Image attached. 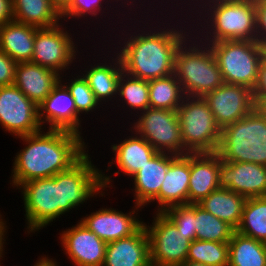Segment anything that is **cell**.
I'll return each instance as SVG.
<instances>
[{
	"mask_svg": "<svg viewBox=\"0 0 266 266\" xmlns=\"http://www.w3.org/2000/svg\"><path fill=\"white\" fill-rule=\"evenodd\" d=\"M102 171L93 164L87 150L69 169L53 177L23 183L18 190H22L24 199L27 233L47 227L90 198L103 196L105 192L102 190L113 187V180Z\"/></svg>",
	"mask_w": 266,
	"mask_h": 266,
	"instance_id": "cell-1",
	"label": "cell"
},
{
	"mask_svg": "<svg viewBox=\"0 0 266 266\" xmlns=\"http://www.w3.org/2000/svg\"><path fill=\"white\" fill-rule=\"evenodd\" d=\"M166 20L165 23L162 20L164 25L160 21L158 22L159 25L155 22L158 27H150V20L148 22L147 20L143 21L146 24L143 26L140 24L138 28L137 25H133L134 27L132 28L135 32H130V34L127 31H133L130 28L131 26L127 27L128 30L126 28V31L124 29L120 31L122 34L118 36L122 41L119 40L117 42L116 40V43H119L120 46L117 45L115 47V49L117 48L115 52L120 57L123 71L126 74L143 80L163 78L174 74L177 48L192 33L193 30L191 29L193 27L191 24L189 25L188 20L185 21L186 19L183 21L188 23V27H185L186 24L182 23V21L176 22V27H174L175 23L170 26L169 21L166 23ZM178 24H181V26ZM182 24L184 27H182ZM136 28L137 31L135 30Z\"/></svg>",
	"mask_w": 266,
	"mask_h": 266,
	"instance_id": "cell-2",
	"label": "cell"
},
{
	"mask_svg": "<svg viewBox=\"0 0 266 266\" xmlns=\"http://www.w3.org/2000/svg\"><path fill=\"white\" fill-rule=\"evenodd\" d=\"M17 138L25 143L15 154L10 177V184L17 189L30 180L53 177L69 169L87 150L83 136L63 130H40Z\"/></svg>",
	"mask_w": 266,
	"mask_h": 266,
	"instance_id": "cell-3",
	"label": "cell"
},
{
	"mask_svg": "<svg viewBox=\"0 0 266 266\" xmlns=\"http://www.w3.org/2000/svg\"><path fill=\"white\" fill-rule=\"evenodd\" d=\"M201 6L196 7L198 10L194 11L198 21L197 26L193 24L192 33H196V37L203 43L209 44L223 40H256L255 0H210ZM202 20L205 23H202Z\"/></svg>",
	"mask_w": 266,
	"mask_h": 266,
	"instance_id": "cell-4",
	"label": "cell"
},
{
	"mask_svg": "<svg viewBox=\"0 0 266 266\" xmlns=\"http://www.w3.org/2000/svg\"><path fill=\"white\" fill-rule=\"evenodd\" d=\"M196 39L191 33L177 48L174 74L186 96L204 97L224 80L210 46Z\"/></svg>",
	"mask_w": 266,
	"mask_h": 266,
	"instance_id": "cell-5",
	"label": "cell"
},
{
	"mask_svg": "<svg viewBox=\"0 0 266 266\" xmlns=\"http://www.w3.org/2000/svg\"><path fill=\"white\" fill-rule=\"evenodd\" d=\"M217 153L222 161L266 166V115L256 106L240 120L221 129Z\"/></svg>",
	"mask_w": 266,
	"mask_h": 266,
	"instance_id": "cell-6",
	"label": "cell"
},
{
	"mask_svg": "<svg viewBox=\"0 0 266 266\" xmlns=\"http://www.w3.org/2000/svg\"><path fill=\"white\" fill-rule=\"evenodd\" d=\"M224 83L253 90L258 80L264 48L256 40H223L209 43Z\"/></svg>",
	"mask_w": 266,
	"mask_h": 266,
	"instance_id": "cell-7",
	"label": "cell"
},
{
	"mask_svg": "<svg viewBox=\"0 0 266 266\" xmlns=\"http://www.w3.org/2000/svg\"><path fill=\"white\" fill-rule=\"evenodd\" d=\"M184 148L189 153H215L221 129L203 97L186 96L177 109Z\"/></svg>",
	"mask_w": 266,
	"mask_h": 266,
	"instance_id": "cell-8",
	"label": "cell"
},
{
	"mask_svg": "<svg viewBox=\"0 0 266 266\" xmlns=\"http://www.w3.org/2000/svg\"><path fill=\"white\" fill-rule=\"evenodd\" d=\"M134 115L138 119L131 124L129 132L143 137L157 152L176 156L189 153L182 143L177 110L149 107Z\"/></svg>",
	"mask_w": 266,
	"mask_h": 266,
	"instance_id": "cell-9",
	"label": "cell"
},
{
	"mask_svg": "<svg viewBox=\"0 0 266 266\" xmlns=\"http://www.w3.org/2000/svg\"><path fill=\"white\" fill-rule=\"evenodd\" d=\"M155 213L152 225L144 222L149 237L150 264L176 266L183 263L186 261L191 240L185 238L163 212Z\"/></svg>",
	"mask_w": 266,
	"mask_h": 266,
	"instance_id": "cell-10",
	"label": "cell"
},
{
	"mask_svg": "<svg viewBox=\"0 0 266 266\" xmlns=\"http://www.w3.org/2000/svg\"><path fill=\"white\" fill-rule=\"evenodd\" d=\"M62 24L63 22L54 27L36 30L31 60L32 63L49 68L60 75L62 71L64 73L70 69L79 55L78 45L73 41L71 32L63 28Z\"/></svg>",
	"mask_w": 266,
	"mask_h": 266,
	"instance_id": "cell-11",
	"label": "cell"
},
{
	"mask_svg": "<svg viewBox=\"0 0 266 266\" xmlns=\"http://www.w3.org/2000/svg\"><path fill=\"white\" fill-rule=\"evenodd\" d=\"M0 125L15 138L43 130L38 106L15 85L0 86Z\"/></svg>",
	"mask_w": 266,
	"mask_h": 266,
	"instance_id": "cell-12",
	"label": "cell"
},
{
	"mask_svg": "<svg viewBox=\"0 0 266 266\" xmlns=\"http://www.w3.org/2000/svg\"><path fill=\"white\" fill-rule=\"evenodd\" d=\"M203 98L220 129L240 120L256 107L253 90L242 85L223 83Z\"/></svg>",
	"mask_w": 266,
	"mask_h": 266,
	"instance_id": "cell-13",
	"label": "cell"
},
{
	"mask_svg": "<svg viewBox=\"0 0 266 266\" xmlns=\"http://www.w3.org/2000/svg\"><path fill=\"white\" fill-rule=\"evenodd\" d=\"M63 75H60V81L38 106L39 121L43 126V131L44 126L48 125V129L73 132L82 136L81 114L77 112L73 97L63 84L65 82L62 81Z\"/></svg>",
	"mask_w": 266,
	"mask_h": 266,
	"instance_id": "cell-14",
	"label": "cell"
},
{
	"mask_svg": "<svg viewBox=\"0 0 266 266\" xmlns=\"http://www.w3.org/2000/svg\"><path fill=\"white\" fill-rule=\"evenodd\" d=\"M133 208L129 213H124L118 209L102 207L86 214L80 221L105 243H109L135 234L144 225L137 213L142 207L135 205Z\"/></svg>",
	"mask_w": 266,
	"mask_h": 266,
	"instance_id": "cell-15",
	"label": "cell"
},
{
	"mask_svg": "<svg viewBox=\"0 0 266 266\" xmlns=\"http://www.w3.org/2000/svg\"><path fill=\"white\" fill-rule=\"evenodd\" d=\"M219 188H227L246 198L266 196V166L227 162L220 157Z\"/></svg>",
	"mask_w": 266,
	"mask_h": 266,
	"instance_id": "cell-16",
	"label": "cell"
},
{
	"mask_svg": "<svg viewBox=\"0 0 266 266\" xmlns=\"http://www.w3.org/2000/svg\"><path fill=\"white\" fill-rule=\"evenodd\" d=\"M61 236V237H60ZM60 241L65 254L74 266H102L107 243L85 227L78 224L60 233Z\"/></svg>",
	"mask_w": 266,
	"mask_h": 266,
	"instance_id": "cell-17",
	"label": "cell"
},
{
	"mask_svg": "<svg viewBox=\"0 0 266 266\" xmlns=\"http://www.w3.org/2000/svg\"><path fill=\"white\" fill-rule=\"evenodd\" d=\"M220 155L190 153L188 204H198L219 188Z\"/></svg>",
	"mask_w": 266,
	"mask_h": 266,
	"instance_id": "cell-18",
	"label": "cell"
},
{
	"mask_svg": "<svg viewBox=\"0 0 266 266\" xmlns=\"http://www.w3.org/2000/svg\"><path fill=\"white\" fill-rule=\"evenodd\" d=\"M189 182L190 153L179 155L170 163L159 194L151 201L158 203L156 212L176 205H187Z\"/></svg>",
	"mask_w": 266,
	"mask_h": 266,
	"instance_id": "cell-19",
	"label": "cell"
},
{
	"mask_svg": "<svg viewBox=\"0 0 266 266\" xmlns=\"http://www.w3.org/2000/svg\"><path fill=\"white\" fill-rule=\"evenodd\" d=\"M149 237L143 225L135 234L107 243L102 266H150Z\"/></svg>",
	"mask_w": 266,
	"mask_h": 266,
	"instance_id": "cell-20",
	"label": "cell"
},
{
	"mask_svg": "<svg viewBox=\"0 0 266 266\" xmlns=\"http://www.w3.org/2000/svg\"><path fill=\"white\" fill-rule=\"evenodd\" d=\"M176 155L168 153H157L142 169H140L131 180L134 184V205L142 208L151 204V201L159 194L161 185L166 177L170 163Z\"/></svg>",
	"mask_w": 266,
	"mask_h": 266,
	"instance_id": "cell-21",
	"label": "cell"
},
{
	"mask_svg": "<svg viewBox=\"0 0 266 266\" xmlns=\"http://www.w3.org/2000/svg\"><path fill=\"white\" fill-rule=\"evenodd\" d=\"M60 81V74L32 62L16 66L13 85L39 106Z\"/></svg>",
	"mask_w": 266,
	"mask_h": 266,
	"instance_id": "cell-22",
	"label": "cell"
},
{
	"mask_svg": "<svg viewBox=\"0 0 266 266\" xmlns=\"http://www.w3.org/2000/svg\"><path fill=\"white\" fill-rule=\"evenodd\" d=\"M114 53L112 54L113 57H109V54L106 58L104 56L103 58L105 60H102V63L98 62L95 64V62H93L94 65L91 64V67L87 65L86 69L83 68L84 73H82L81 70L79 71L87 80L95 98L102 106L104 102H114V100L117 99L119 79L121 74L124 72L120 57L116 54V52Z\"/></svg>",
	"mask_w": 266,
	"mask_h": 266,
	"instance_id": "cell-23",
	"label": "cell"
},
{
	"mask_svg": "<svg viewBox=\"0 0 266 266\" xmlns=\"http://www.w3.org/2000/svg\"><path fill=\"white\" fill-rule=\"evenodd\" d=\"M112 152L115 157L109 162L108 169L110 165L116 163L115 175L121 172L127 176L132 177L135 175L142 167L148 163L158 152L143 138L138 134L134 133L131 136L126 135L125 139L118 144L111 145Z\"/></svg>",
	"mask_w": 266,
	"mask_h": 266,
	"instance_id": "cell-24",
	"label": "cell"
},
{
	"mask_svg": "<svg viewBox=\"0 0 266 266\" xmlns=\"http://www.w3.org/2000/svg\"><path fill=\"white\" fill-rule=\"evenodd\" d=\"M38 28L11 20L0 25V50L15 62H31Z\"/></svg>",
	"mask_w": 266,
	"mask_h": 266,
	"instance_id": "cell-25",
	"label": "cell"
},
{
	"mask_svg": "<svg viewBox=\"0 0 266 266\" xmlns=\"http://www.w3.org/2000/svg\"><path fill=\"white\" fill-rule=\"evenodd\" d=\"M246 200V197L227 188H218L198 204L236 230L241 223Z\"/></svg>",
	"mask_w": 266,
	"mask_h": 266,
	"instance_id": "cell-26",
	"label": "cell"
},
{
	"mask_svg": "<svg viewBox=\"0 0 266 266\" xmlns=\"http://www.w3.org/2000/svg\"><path fill=\"white\" fill-rule=\"evenodd\" d=\"M12 10L13 20L37 28H50L64 22L49 0H12Z\"/></svg>",
	"mask_w": 266,
	"mask_h": 266,
	"instance_id": "cell-27",
	"label": "cell"
},
{
	"mask_svg": "<svg viewBox=\"0 0 266 266\" xmlns=\"http://www.w3.org/2000/svg\"><path fill=\"white\" fill-rule=\"evenodd\" d=\"M229 245L228 266H266V243L234 231Z\"/></svg>",
	"mask_w": 266,
	"mask_h": 266,
	"instance_id": "cell-28",
	"label": "cell"
},
{
	"mask_svg": "<svg viewBox=\"0 0 266 266\" xmlns=\"http://www.w3.org/2000/svg\"><path fill=\"white\" fill-rule=\"evenodd\" d=\"M150 108L177 110L186 97L176 75L148 80Z\"/></svg>",
	"mask_w": 266,
	"mask_h": 266,
	"instance_id": "cell-29",
	"label": "cell"
},
{
	"mask_svg": "<svg viewBox=\"0 0 266 266\" xmlns=\"http://www.w3.org/2000/svg\"><path fill=\"white\" fill-rule=\"evenodd\" d=\"M118 95L116 101H122V108L127 107L129 111L131 109V114H139L150 107L148 80L135 78L123 72L118 83Z\"/></svg>",
	"mask_w": 266,
	"mask_h": 266,
	"instance_id": "cell-30",
	"label": "cell"
},
{
	"mask_svg": "<svg viewBox=\"0 0 266 266\" xmlns=\"http://www.w3.org/2000/svg\"><path fill=\"white\" fill-rule=\"evenodd\" d=\"M236 231L266 243V196L247 198Z\"/></svg>",
	"mask_w": 266,
	"mask_h": 266,
	"instance_id": "cell-31",
	"label": "cell"
},
{
	"mask_svg": "<svg viewBox=\"0 0 266 266\" xmlns=\"http://www.w3.org/2000/svg\"><path fill=\"white\" fill-rule=\"evenodd\" d=\"M196 240L229 242L235 229L195 204Z\"/></svg>",
	"mask_w": 266,
	"mask_h": 266,
	"instance_id": "cell-32",
	"label": "cell"
},
{
	"mask_svg": "<svg viewBox=\"0 0 266 266\" xmlns=\"http://www.w3.org/2000/svg\"><path fill=\"white\" fill-rule=\"evenodd\" d=\"M228 255V242L193 240L189 245L186 260L202 263L206 266H228Z\"/></svg>",
	"mask_w": 266,
	"mask_h": 266,
	"instance_id": "cell-33",
	"label": "cell"
},
{
	"mask_svg": "<svg viewBox=\"0 0 266 266\" xmlns=\"http://www.w3.org/2000/svg\"><path fill=\"white\" fill-rule=\"evenodd\" d=\"M75 77L70 76L66 84L64 85L70 91L71 96L73 97L75 107L77 112L80 114L88 112H93L94 110L99 109L100 102L95 98L93 91L90 89L87 80L83 77L82 74H73ZM99 106V108H98Z\"/></svg>",
	"mask_w": 266,
	"mask_h": 266,
	"instance_id": "cell-34",
	"label": "cell"
},
{
	"mask_svg": "<svg viewBox=\"0 0 266 266\" xmlns=\"http://www.w3.org/2000/svg\"><path fill=\"white\" fill-rule=\"evenodd\" d=\"M163 213L176 225L179 232L185 235V238L196 240L195 204L172 206Z\"/></svg>",
	"mask_w": 266,
	"mask_h": 266,
	"instance_id": "cell-35",
	"label": "cell"
},
{
	"mask_svg": "<svg viewBox=\"0 0 266 266\" xmlns=\"http://www.w3.org/2000/svg\"><path fill=\"white\" fill-rule=\"evenodd\" d=\"M112 2V0H72L69 7L61 14L62 20L66 21V19H82L89 15L92 17H95V20L98 16V18H102L103 13L109 14L110 11L105 12L104 11V5H109V2ZM105 2V4H104ZM107 3V4H106ZM104 4V5H103ZM102 13V14H101ZM98 14V15H97ZM75 17V18H74Z\"/></svg>",
	"mask_w": 266,
	"mask_h": 266,
	"instance_id": "cell-36",
	"label": "cell"
},
{
	"mask_svg": "<svg viewBox=\"0 0 266 266\" xmlns=\"http://www.w3.org/2000/svg\"><path fill=\"white\" fill-rule=\"evenodd\" d=\"M17 62L0 50V86L13 85Z\"/></svg>",
	"mask_w": 266,
	"mask_h": 266,
	"instance_id": "cell-37",
	"label": "cell"
},
{
	"mask_svg": "<svg viewBox=\"0 0 266 266\" xmlns=\"http://www.w3.org/2000/svg\"><path fill=\"white\" fill-rule=\"evenodd\" d=\"M256 5V41L262 46L266 45V0H255Z\"/></svg>",
	"mask_w": 266,
	"mask_h": 266,
	"instance_id": "cell-38",
	"label": "cell"
},
{
	"mask_svg": "<svg viewBox=\"0 0 266 266\" xmlns=\"http://www.w3.org/2000/svg\"><path fill=\"white\" fill-rule=\"evenodd\" d=\"M253 97L256 106H258L266 98V59L260 63L258 80L256 86L253 89Z\"/></svg>",
	"mask_w": 266,
	"mask_h": 266,
	"instance_id": "cell-39",
	"label": "cell"
},
{
	"mask_svg": "<svg viewBox=\"0 0 266 266\" xmlns=\"http://www.w3.org/2000/svg\"><path fill=\"white\" fill-rule=\"evenodd\" d=\"M13 20L12 0H0V25Z\"/></svg>",
	"mask_w": 266,
	"mask_h": 266,
	"instance_id": "cell-40",
	"label": "cell"
},
{
	"mask_svg": "<svg viewBox=\"0 0 266 266\" xmlns=\"http://www.w3.org/2000/svg\"><path fill=\"white\" fill-rule=\"evenodd\" d=\"M3 215L0 213V261L1 259L4 257L3 254H4V244L6 242V233L8 232L7 231V223L5 222L4 217H2ZM0 266H1V262H0Z\"/></svg>",
	"mask_w": 266,
	"mask_h": 266,
	"instance_id": "cell-41",
	"label": "cell"
},
{
	"mask_svg": "<svg viewBox=\"0 0 266 266\" xmlns=\"http://www.w3.org/2000/svg\"><path fill=\"white\" fill-rule=\"evenodd\" d=\"M184 1H185V2H184L183 5H185V4L187 3L186 5L188 6V10H187V9H184V11H185V12H186V11L188 12L189 10L191 11V12H190V15H189V14H188V15L185 14L186 17H187V16L189 17V18L187 17L186 19H188L189 22L193 21V23H195V20H196V19H194V17H196V16L191 15V13L193 14L194 10L196 9V6L201 7V5H202L203 3L207 2V1H210V0H188L189 3H188L186 0H184ZM190 1H191V2H190ZM192 1H193V4H192ZM196 1H197V2H196ZM198 1H199V2H198ZM195 2H196V3H195ZM190 3H191V4H190ZM194 3H195V4H194ZM199 3H200V4H199ZM189 5H190V6L193 5V6H191V9H190V6H189ZM192 7H195V8H192ZM192 16H193V17H192ZM190 18H192L193 20L190 21Z\"/></svg>",
	"mask_w": 266,
	"mask_h": 266,
	"instance_id": "cell-42",
	"label": "cell"
},
{
	"mask_svg": "<svg viewBox=\"0 0 266 266\" xmlns=\"http://www.w3.org/2000/svg\"><path fill=\"white\" fill-rule=\"evenodd\" d=\"M49 1L60 14H62L72 2V0H49Z\"/></svg>",
	"mask_w": 266,
	"mask_h": 266,
	"instance_id": "cell-43",
	"label": "cell"
},
{
	"mask_svg": "<svg viewBox=\"0 0 266 266\" xmlns=\"http://www.w3.org/2000/svg\"><path fill=\"white\" fill-rule=\"evenodd\" d=\"M59 263L53 258H49L48 255L41 256L40 259H37V262L33 266H60Z\"/></svg>",
	"mask_w": 266,
	"mask_h": 266,
	"instance_id": "cell-44",
	"label": "cell"
},
{
	"mask_svg": "<svg viewBox=\"0 0 266 266\" xmlns=\"http://www.w3.org/2000/svg\"><path fill=\"white\" fill-rule=\"evenodd\" d=\"M114 1L117 2V3L120 1L121 3L119 2V5L122 4V5H121L122 8H123V7H126V8L128 9V6L130 5L129 9L126 10L127 12H129V10H130V11L133 10V8H132L133 5H134V6H135V5H136V6L138 5V4L135 3V2L138 1V0H124V3H123L122 0H113V5H114ZM128 2H129V5H128ZM139 2L141 3L140 0H139ZM133 3H135V4H133ZM124 4H125V6H123ZM131 5H132V6H131Z\"/></svg>",
	"mask_w": 266,
	"mask_h": 266,
	"instance_id": "cell-45",
	"label": "cell"
},
{
	"mask_svg": "<svg viewBox=\"0 0 266 266\" xmlns=\"http://www.w3.org/2000/svg\"><path fill=\"white\" fill-rule=\"evenodd\" d=\"M176 266H206L202 263H197V262H192V261H184L183 263L181 264H178Z\"/></svg>",
	"mask_w": 266,
	"mask_h": 266,
	"instance_id": "cell-46",
	"label": "cell"
},
{
	"mask_svg": "<svg viewBox=\"0 0 266 266\" xmlns=\"http://www.w3.org/2000/svg\"><path fill=\"white\" fill-rule=\"evenodd\" d=\"M257 107L266 115V98Z\"/></svg>",
	"mask_w": 266,
	"mask_h": 266,
	"instance_id": "cell-47",
	"label": "cell"
},
{
	"mask_svg": "<svg viewBox=\"0 0 266 266\" xmlns=\"http://www.w3.org/2000/svg\"><path fill=\"white\" fill-rule=\"evenodd\" d=\"M263 48H264V58L266 59V45H264Z\"/></svg>",
	"mask_w": 266,
	"mask_h": 266,
	"instance_id": "cell-48",
	"label": "cell"
}]
</instances>
